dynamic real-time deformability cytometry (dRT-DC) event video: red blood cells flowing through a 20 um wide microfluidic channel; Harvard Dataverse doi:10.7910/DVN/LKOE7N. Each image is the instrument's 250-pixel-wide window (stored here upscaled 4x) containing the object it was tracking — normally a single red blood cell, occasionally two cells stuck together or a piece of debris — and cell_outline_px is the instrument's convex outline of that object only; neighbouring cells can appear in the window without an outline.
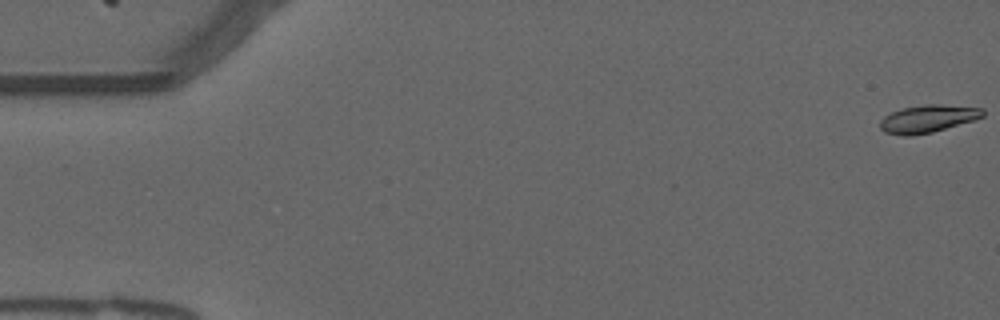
{"species": "common noctule bat (a hibernating species)", "species_latin": "Nyctalus noctula", "temperature_condition": "warm", "stored_images_in_passage": 55, "camera_frame_rate_fps": 3000, "um_per_image_px": 0.085, "animal": {"sex": "male", "forearm_length_mm": 52.5}, "frame": {"image": 1, "passage_image": 1, "time_ms": 0.0, "image_size_px": [1000, 320], "cell_outline_px": [[984, 116], [972, 120], [932, 132], [908, 136], [904, 136], [884, 132], [880, 128], [880, 120], [884, 116], [900, 108], [924, 104], [940, 104], [984, 108]], "centroid_in_image_um": [78.83, 10.08], "position_along_channel_um": 6.2, "area_um2": 16.47}}
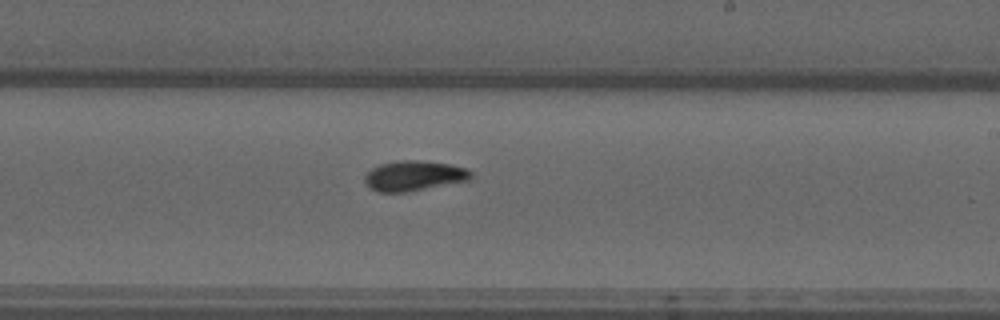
{"frame": {"image": 2, "passage_image": 33, "time_ms": 10.667, "image_size_px": [1000, 320], "cell_outline_px": [[472, 180], [404, 192], [376, 192], [364, 180], [364, 176], [372, 168], [380, 164], [400, 160], [416, 160], [448, 164], [468, 168], [472, 172]], "centroid_in_image_um": [35.22, 14.94], "position_along_channel_um": 253.8, "area_um2": 18.55}}
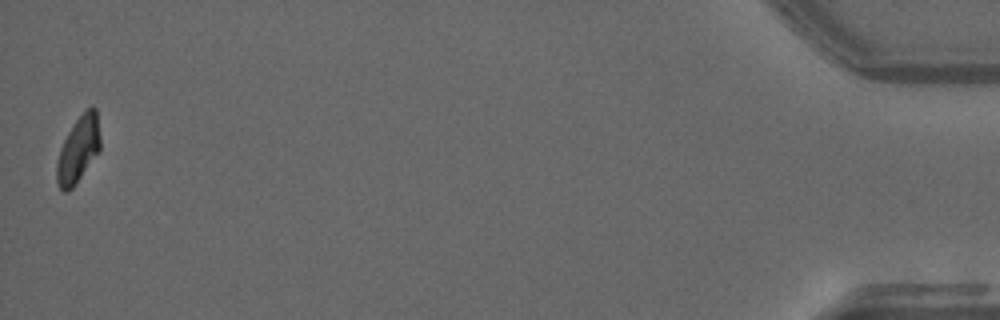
{"frame": {"image": 3, "passage_image": 55, "time_ms": 18.0, "image_size_px": [1000, 320], "cell_outline_px": [[100, 148], [72, 188], [68, 192], [64, 192], [60, 188], [56, 180], [56, 164], [60, 148], [68, 132], [76, 120], [92, 104], [96, 108], [100, 136]], "centroid_in_image_um": [6.64, 12.69], "position_along_channel_um": 428.6, "area_um2": 16.42}, "authors_computed_cell_mechanics": {"area_um2": 17.4556, "velocity_mm_per_s": 3.7306, "shape_relaxation_time_tau1_ms": 8.5026, "shape_relaxation_time_tau2_ms": 3.9868, "deformation_change_tau1": 0.2187, "deformation_change_tau2": 0.0675}}